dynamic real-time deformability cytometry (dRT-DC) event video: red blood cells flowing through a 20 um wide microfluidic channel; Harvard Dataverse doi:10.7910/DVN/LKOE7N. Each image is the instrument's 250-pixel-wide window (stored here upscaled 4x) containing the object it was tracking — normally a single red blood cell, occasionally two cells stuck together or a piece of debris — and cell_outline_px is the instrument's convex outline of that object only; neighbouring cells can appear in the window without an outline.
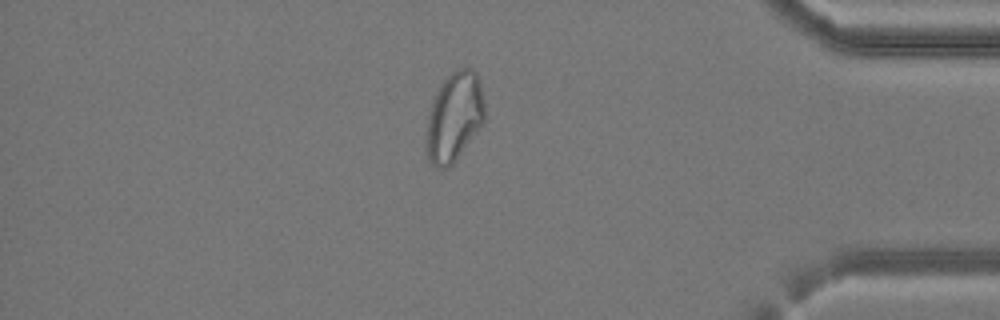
{"species": "common noctule bat (a hibernating species)", "species_latin": "Nyctalus noctula", "temperature_condition": "cold", "stored_images_in_passage": 39, "camera_frame_rate_fps": 3000, "um_per_image_px": 0.085, "animal": {"sex": "female", "body_mass_g": 24.6, "forearm_length_mm": 56.2}, "frame": {"image": 1, "passage_image": 34, "time_ms": 11.0, "image_size_px": [1000, 320], "cell_outline_px": [[484, 120], [452, 164], [448, 168], [436, 168], [428, 160], [428, 116], [432, 100], [440, 84], [452, 72], [468, 64], [476, 72], [480, 84], [484, 104]], "centroid_in_image_um": [38.62, 9.88], "position_along_channel_um": 396.6, "area_um2": 29.71}}